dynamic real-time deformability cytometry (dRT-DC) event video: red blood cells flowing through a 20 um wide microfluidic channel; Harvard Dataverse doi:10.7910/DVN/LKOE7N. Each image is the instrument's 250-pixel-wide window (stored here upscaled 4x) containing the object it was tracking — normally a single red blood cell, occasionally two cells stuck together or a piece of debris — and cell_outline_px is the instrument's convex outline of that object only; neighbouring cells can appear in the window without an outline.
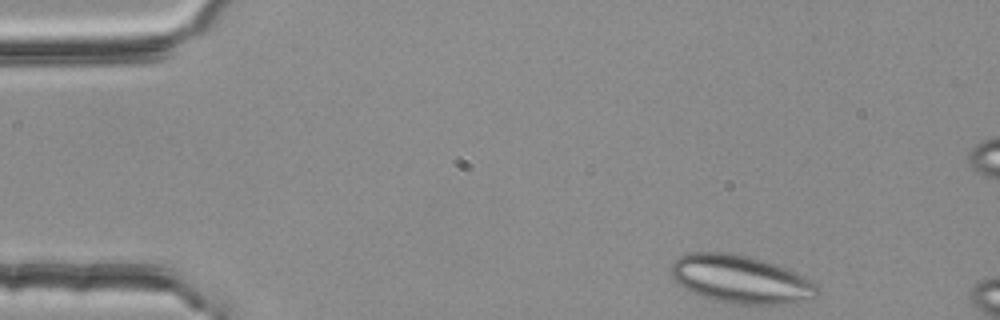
{"species": "common noctule bat (a hibernating species)", "species_latin": "Nyctalus noctula", "temperature_condition": "room temperature", "stored_images_in_passage": 10, "camera_frame_rate_fps": 3000, "um_per_image_px": 0.085, "animal": {"sex": "female", "body_mass_g": 25.1}, "frame": {"image": 1, "passage_image": 1, "time_ms": 0.0, "image_size_px": [1000, 320], "cell_outline_px": [[820, 292], [812, 300], [780, 304], [740, 304], [720, 300], [704, 296], [684, 288], [672, 276], [668, 268], [672, 260], [688, 252], [732, 252], [752, 256], [788, 268], [804, 276], [816, 284]], "centroid_in_image_um": [62.97, 23.7], "position_along_channel_um": 22.0, "area_um2": 41.15}}